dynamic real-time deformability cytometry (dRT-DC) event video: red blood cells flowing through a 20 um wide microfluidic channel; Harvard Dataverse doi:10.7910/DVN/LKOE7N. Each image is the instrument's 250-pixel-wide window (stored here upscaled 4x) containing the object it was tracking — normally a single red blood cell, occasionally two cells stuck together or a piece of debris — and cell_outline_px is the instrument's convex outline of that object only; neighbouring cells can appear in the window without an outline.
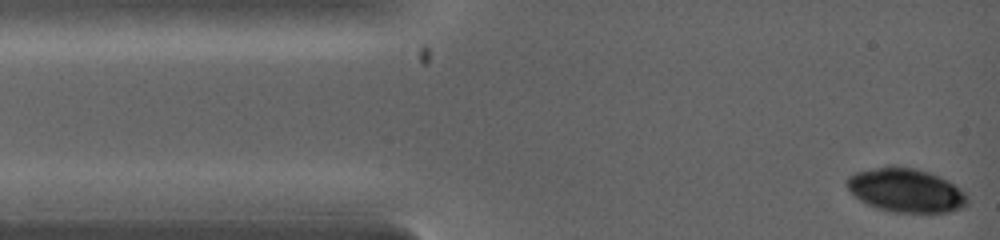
{"species": "common noctule bat (a hibernating species)", "species_latin": "Nyctalus noctula", "temperature_condition": "warm", "stored_images_in_passage": 5, "camera_frame_rate_fps": 5000, "um_per_image_px": 0.085, "animal": {"sex": "female", "body_mass_g": 19.0, "forearm_length_mm": 53.3}, "frame": {"image": 1, "passage_image": 1, "time_ms": 0.0, "image_size_px": [1000, 240], "cell_outline_px": [[968, 204], [964, 208], [948, 212], [892, 212], [876, 208], [860, 200], [844, 184], [848, 176], [856, 172], [888, 164], [892, 164], [916, 168], [928, 172], [948, 180], [960, 188], [968, 196]], "centroid_in_image_um": [77.0, 16.15], "position_along_channel_um": 8.0, "area_um2": 31.21}}